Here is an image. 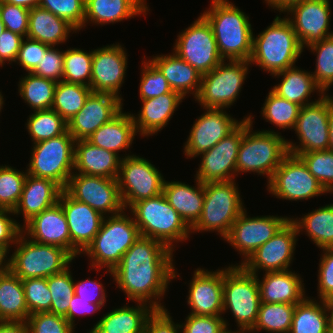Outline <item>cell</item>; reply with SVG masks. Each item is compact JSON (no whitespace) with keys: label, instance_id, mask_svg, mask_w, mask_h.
<instances>
[{"label":"cell","instance_id":"680465c9","mask_svg":"<svg viewBox=\"0 0 333 333\" xmlns=\"http://www.w3.org/2000/svg\"><path fill=\"white\" fill-rule=\"evenodd\" d=\"M64 53L65 50L51 46L32 73L55 82L63 81Z\"/></svg>","mask_w":333,"mask_h":333},{"label":"cell","instance_id":"4316f807","mask_svg":"<svg viewBox=\"0 0 333 333\" xmlns=\"http://www.w3.org/2000/svg\"><path fill=\"white\" fill-rule=\"evenodd\" d=\"M184 97L177 91H171L157 97L141 100L138 114H131L137 133L142 137L157 135L165 128Z\"/></svg>","mask_w":333,"mask_h":333},{"label":"cell","instance_id":"cb8c5ba5","mask_svg":"<svg viewBox=\"0 0 333 333\" xmlns=\"http://www.w3.org/2000/svg\"><path fill=\"white\" fill-rule=\"evenodd\" d=\"M123 100L110 93L91 92L82 109L68 122L75 141L88 139L123 110Z\"/></svg>","mask_w":333,"mask_h":333},{"label":"cell","instance_id":"2e32d148","mask_svg":"<svg viewBox=\"0 0 333 333\" xmlns=\"http://www.w3.org/2000/svg\"><path fill=\"white\" fill-rule=\"evenodd\" d=\"M287 216H254L250 217L245 209L231 226L229 234L223 239L235 251L242 255L241 265L261 245L269 241L281 227L290 219Z\"/></svg>","mask_w":333,"mask_h":333},{"label":"cell","instance_id":"6125c7cd","mask_svg":"<svg viewBox=\"0 0 333 333\" xmlns=\"http://www.w3.org/2000/svg\"><path fill=\"white\" fill-rule=\"evenodd\" d=\"M319 261L317 293L320 300L333 296V248H323Z\"/></svg>","mask_w":333,"mask_h":333},{"label":"cell","instance_id":"681fc988","mask_svg":"<svg viewBox=\"0 0 333 333\" xmlns=\"http://www.w3.org/2000/svg\"><path fill=\"white\" fill-rule=\"evenodd\" d=\"M0 165V209L14 211L21 197L27 172Z\"/></svg>","mask_w":333,"mask_h":333},{"label":"cell","instance_id":"8c879c8a","mask_svg":"<svg viewBox=\"0 0 333 333\" xmlns=\"http://www.w3.org/2000/svg\"><path fill=\"white\" fill-rule=\"evenodd\" d=\"M329 150L333 151V98L329 95Z\"/></svg>","mask_w":333,"mask_h":333},{"label":"cell","instance_id":"c3c4849f","mask_svg":"<svg viewBox=\"0 0 333 333\" xmlns=\"http://www.w3.org/2000/svg\"><path fill=\"white\" fill-rule=\"evenodd\" d=\"M70 267L47 278L52 298L50 313L63 317L67 315L71 298L74 295V279Z\"/></svg>","mask_w":333,"mask_h":333},{"label":"cell","instance_id":"5b68a950","mask_svg":"<svg viewBox=\"0 0 333 333\" xmlns=\"http://www.w3.org/2000/svg\"><path fill=\"white\" fill-rule=\"evenodd\" d=\"M126 211L105 216L93 242L82 253L90 258L89 265L96 269L94 271L105 268L112 276V270L121 262L122 256L141 237L133 216Z\"/></svg>","mask_w":333,"mask_h":333},{"label":"cell","instance_id":"ab89813d","mask_svg":"<svg viewBox=\"0 0 333 333\" xmlns=\"http://www.w3.org/2000/svg\"><path fill=\"white\" fill-rule=\"evenodd\" d=\"M328 311L323 300L306 297L296 304L289 333H329Z\"/></svg>","mask_w":333,"mask_h":333},{"label":"cell","instance_id":"83f0119b","mask_svg":"<svg viewBox=\"0 0 333 333\" xmlns=\"http://www.w3.org/2000/svg\"><path fill=\"white\" fill-rule=\"evenodd\" d=\"M63 190L51 179L27 174L20 200L13 211L16 217L22 214V227L35 215L57 204Z\"/></svg>","mask_w":333,"mask_h":333},{"label":"cell","instance_id":"f1b7e54d","mask_svg":"<svg viewBox=\"0 0 333 333\" xmlns=\"http://www.w3.org/2000/svg\"><path fill=\"white\" fill-rule=\"evenodd\" d=\"M260 280L257 275L262 303L298 304L305 296V284L301 276L291 269L266 272Z\"/></svg>","mask_w":333,"mask_h":333},{"label":"cell","instance_id":"8fae6325","mask_svg":"<svg viewBox=\"0 0 333 333\" xmlns=\"http://www.w3.org/2000/svg\"><path fill=\"white\" fill-rule=\"evenodd\" d=\"M250 65L249 61L223 60L212 71L202 75L195 101L203 110L230 108L240 96Z\"/></svg>","mask_w":333,"mask_h":333},{"label":"cell","instance_id":"30bf717a","mask_svg":"<svg viewBox=\"0 0 333 333\" xmlns=\"http://www.w3.org/2000/svg\"><path fill=\"white\" fill-rule=\"evenodd\" d=\"M75 142L67 130L60 136L33 144L27 174L51 179L65 189L74 173Z\"/></svg>","mask_w":333,"mask_h":333},{"label":"cell","instance_id":"f907efd6","mask_svg":"<svg viewBox=\"0 0 333 333\" xmlns=\"http://www.w3.org/2000/svg\"><path fill=\"white\" fill-rule=\"evenodd\" d=\"M296 156L303 161L309 172L328 193L333 191V151H313Z\"/></svg>","mask_w":333,"mask_h":333},{"label":"cell","instance_id":"9c48e42d","mask_svg":"<svg viewBox=\"0 0 333 333\" xmlns=\"http://www.w3.org/2000/svg\"><path fill=\"white\" fill-rule=\"evenodd\" d=\"M260 304L257 275L247 272L241 265L223 268V314L231 311L237 323L234 333H248L254 327Z\"/></svg>","mask_w":333,"mask_h":333},{"label":"cell","instance_id":"753ad0ef","mask_svg":"<svg viewBox=\"0 0 333 333\" xmlns=\"http://www.w3.org/2000/svg\"><path fill=\"white\" fill-rule=\"evenodd\" d=\"M328 311L329 325L330 328H333V296L324 300Z\"/></svg>","mask_w":333,"mask_h":333},{"label":"cell","instance_id":"9f6ffc18","mask_svg":"<svg viewBox=\"0 0 333 333\" xmlns=\"http://www.w3.org/2000/svg\"><path fill=\"white\" fill-rule=\"evenodd\" d=\"M228 320L220 316H198L189 314L180 323L182 333H234L228 329Z\"/></svg>","mask_w":333,"mask_h":333},{"label":"cell","instance_id":"e575fe53","mask_svg":"<svg viewBox=\"0 0 333 333\" xmlns=\"http://www.w3.org/2000/svg\"><path fill=\"white\" fill-rule=\"evenodd\" d=\"M274 78H281L280 83L274 85L271 89L276 95L287 99L290 102L296 103L303 107L305 105L316 102L310 101L311 94L316 92L318 96H322L324 93L316 85L311 71L301 69L296 65L287 68L284 71L272 75Z\"/></svg>","mask_w":333,"mask_h":333},{"label":"cell","instance_id":"6f0895ef","mask_svg":"<svg viewBox=\"0 0 333 333\" xmlns=\"http://www.w3.org/2000/svg\"><path fill=\"white\" fill-rule=\"evenodd\" d=\"M29 12L25 7L0 2V18L5 28L25 38L28 35Z\"/></svg>","mask_w":333,"mask_h":333},{"label":"cell","instance_id":"11e5206c","mask_svg":"<svg viewBox=\"0 0 333 333\" xmlns=\"http://www.w3.org/2000/svg\"><path fill=\"white\" fill-rule=\"evenodd\" d=\"M6 257L0 252V269L5 266V259Z\"/></svg>","mask_w":333,"mask_h":333},{"label":"cell","instance_id":"91938a15","mask_svg":"<svg viewBox=\"0 0 333 333\" xmlns=\"http://www.w3.org/2000/svg\"><path fill=\"white\" fill-rule=\"evenodd\" d=\"M51 46L26 37L21 43L16 61L25 71L32 72Z\"/></svg>","mask_w":333,"mask_h":333},{"label":"cell","instance_id":"ac0fdd59","mask_svg":"<svg viewBox=\"0 0 333 333\" xmlns=\"http://www.w3.org/2000/svg\"><path fill=\"white\" fill-rule=\"evenodd\" d=\"M299 236L295 223L289 219L265 244L261 245L241 266L249 273L288 270L294 260ZM260 270V271H259ZM259 272V273H258Z\"/></svg>","mask_w":333,"mask_h":333},{"label":"cell","instance_id":"2a66077c","mask_svg":"<svg viewBox=\"0 0 333 333\" xmlns=\"http://www.w3.org/2000/svg\"><path fill=\"white\" fill-rule=\"evenodd\" d=\"M4 96L2 95V92L0 91V112H1V109L3 108V105H5L4 103Z\"/></svg>","mask_w":333,"mask_h":333},{"label":"cell","instance_id":"5bb4252c","mask_svg":"<svg viewBox=\"0 0 333 333\" xmlns=\"http://www.w3.org/2000/svg\"><path fill=\"white\" fill-rule=\"evenodd\" d=\"M266 186L276 198L289 201H308L328 193L303 161L292 154L283 159Z\"/></svg>","mask_w":333,"mask_h":333},{"label":"cell","instance_id":"94428289","mask_svg":"<svg viewBox=\"0 0 333 333\" xmlns=\"http://www.w3.org/2000/svg\"><path fill=\"white\" fill-rule=\"evenodd\" d=\"M12 210L0 209V252L7 257L12 245L16 244L18 236L22 233V225L11 216Z\"/></svg>","mask_w":333,"mask_h":333},{"label":"cell","instance_id":"ba28073f","mask_svg":"<svg viewBox=\"0 0 333 333\" xmlns=\"http://www.w3.org/2000/svg\"><path fill=\"white\" fill-rule=\"evenodd\" d=\"M235 180L204 183V202L191 233L218 232L224 239L238 216L246 209Z\"/></svg>","mask_w":333,"mask_h":333},{"label":"cell","instance_id":"6da1fadb","mask_svg":"<svg viewBox=\"0 0 333 333\" xmlns=\"http://www.w3.org/2000/svg\"><path fill=\"white\" fill-rule=\"evenodd\" d=\"M173 256V250L159 240L141 236L112 270L116 288L122 289L129 301L166 309L161 303L163 296L170 282L180 277Z\"/></svg>","mask_w":333,"mask_h":333},{"label":"cell","instance_id":"52a82bcc","mask_svg":"<svg viewBox=\"0 0 333 333\" xmlns=\"http://www.w3.org/2000/svg\"><path fill=\"white\" fill-rule=\"evenodd\" d=\"M13 247L15 249L12 255L5 258V266L21 280L48 278L68 268L75 259L67 250L37 243L23 232Z\"/></svg>","mask_w":333,"mask_h":333},{"label":"cell","instance_id":"89a4df30","mask_svg":"<svg viewBox=\"0 0 333 333\" xmlns=\"http://www.w3.org/2000/svg\"><path fill=\"white\" fill-rule=\"evenodd\" d=\"M303 0H264V2L274 10H277L280 15L285 12L290 6Z\"/></svg>","mask_w":333,"mask_h":333},{"label":"cell","instance_id":"3957f363","mask_svg":"<svg viewBox=\"0 0 333 333\" xmlns=\"http://www.w3.org/2000/svg\"><path fill=\"white\" fill-rule=\"evenodd\" d=\"M254 35L249 62L270 75L295 66L304 51L292 24L280 15L256 37Z\"/></svg>","mask_w":333,"mask_h":333},{"label":"cell","instance_id":"60d3db41","mask_svg":"<svg viewBox=\"0 0 333 333\" xmlns=\"http://www.w3.org/2000/svg\"><path fill=\"white\" fill-rule=\"evenodd\" d=\"M25 74L26 76H22L18 82L19 96L32 111L51 109L57 82L42 78L32 72Z\"/></svg>","mask_w":333,"mask_h":333},{"label":"cell","instance_id":"9a60e30c","mask_svg":"<svg viewBox=\"0 0 333 333\" xmlns=\"http://www.w3.org/2000/svg\"><path fill=\"white\" fill-rule=\"evenodd\" d=\"M293 130L300 142L287 139L289 154L329 150V94L301 107Z\"/></svg>","mask_w":333,"mask_h":333},{"label":"cell","instance_id":"a7ac6f4b","mask_svg":"<svg viewBox=\"0 0 333 333\" xmlns=\"http://www.w3.org/2000/svg\"><path fill=\"white\" fill-rule=\"evenodd\" d=\"M0 333H28L26 322L0 321Z\"/></svg>","mask_w":333,"mask_h":333},{"label":"cell","instance_id":"816d5d0a","mask_svg":"<svg viewBox=\"0 0 333 333\" xmlns=\"http://www.w3.org/2000/svg\"><path fill=\"white\" fill-rule=\"evenodd\" d=\"M85 0H40L39 7L66 20L77 32L84 28Z\"/></svg>","mask_w":333,"mask_h":333},{"label":"cell","instance_id":"003e7915","mask_svg":"<svg viewBox=\"0 0 333 333\" xmlns=\"http://www.w3.org/2000/svg\"><path fill=\"white\" fill-rule=\"evenodd\" d=\"M103 306L105 307L106 305L90 303L89 301H85L74 294L71 298L69 309L65 318L74 328H76L75 318L77 315L86 316L90 313H96L97 311H101Z\"/></svg>","mask_w":333,"mask_h":333},{"label":"cell","instance_id":"7dc6e473","mask_svg":"<svg viewBox=\"0 0 333 333\" xmlns=\"http://www.w3.org/2000/svg\"><path fill=\"white\" fill-rule=\"evenodd\" d=\"M316 54V68L311 72L316 85L324 94L333 85V35L307 46Z\"/></svg>","mask_w":333,"mask_h":333},{"label":"cell","instance_id":"be15d7a7","mask_svg":"<svg viewBox=\"0 0 333 333\" xmlns=\"http://www.w3.org/2000/svg\"><path fill=\"white\" fill-rule=\"evenodd\" d=\"M180 329L168 309H155L145 323L144 333H182Z\"/></svg>","mask_w":333,"mask_h":333},{"label":"cell","instance_id":"8992f818","mask_svg":"<svg viewBox=\"0 0 333 333\" xmlns=\"http://www.w3.org/2000/svg\"><path fill=\"white\" fill-rule=\"evenodd\" d=\"M129 209L142 237L159 240L173 251L175 244L191 235V228L163 194L140 200Z\"/></svg>","mask_w":333,"mask_h":333},{"label":"cell","instance_id":"4dcf8cb0","mask_svg":"<svg viewBox=\"0 0 333 333\" xmlns=\"http://www.w3.org/2000/svg\"><path fill=\"white\" fill-rule=\"evenodd\" d=\"M85 4L84 27L87 23L98 26L118 23L142 14L146 17L150 10L146 0H85Z\"/></svg>","mask_w":333,"mask_h":333},{"label":"cell","instance_id":"484cf974","mask_svg":"<svg viewBox=\"0 0 333 333\" xmlns=\"http://www.w3.org/2000/svg\"><path fill=\"white\" fill-rule=\"evenodd\" d=\"M22 232L37 243L54 245L70 253V233L65 213L59 203L35 215Z\"/></svg>","mask_w":333,"mask_h":333},{"label":"cell","instance_id":"7402d4cb","mask_svg":"<svg viewBox=\"0 0 333 333\" xmlns=\"http://www.w3.org/2000/svg\"><path fill=\"white\" fill-rule=\"evenodd\" d=\"M120 43L93 50L92 92L110 93L122 98L120 89L126 77L128 55Z\"/></svg>","mask_w":333,"mask_h":333},{"label":"cell","instance_id":"2644e50d","mask_svg":"<svg viewBox=\"0 0 333 333\" xmlns=\"http://www.w3.org/2000/svg\"><path fill=\"white\" fill-rule=\"evenodd\" d=\"M0 2L22 6L30 10L34 7H38L40 0H0Z\"/></svg>","mask_w":333,"mask_h":333},{"label":"cell","instance_id":"f546056e","mask_svg":"<svg viewBox=\"0 0 333 333\" xmlns=\"http://www.w3.org/2000/svg\"><path fill=\"white\" fill-rule=\"evenodd\" d=\"M121 158L87 139L75 142L74 173L117 179Z\"/></svg>","mask_w":333,"mask_h":333},{"label":"cell","instance_id":"03108f58","mask_svg":"<svg viewBox=\"0 0 333 333\" xmlns=\"http://www.w3.org/2000/svg\"><path fill=\"white\" fill-rule=\"evenodd\" d=\"M25 37L18 33L5 30L0 35V66L9 63L12 64L16 61L21 43Z\"/></svg>","mask_w":333,"mask_h":333},{"label":"cell","instance_id":"7a4b0ae2","mask_svg":"<svg viewBox=\"0 0 333 333\" xmlns=\"http://www.w3.org/2000/svg\"><path fill=\"white\" fill-rule=\"evenodd\" d=\"M201 15L211 25L223 60L249 61L253 28L249 16L229 0H211Z\"/></svg>","mask_w":333,"mask_h":333},{"label":"cell","instance_id":"d590c367","mask_svg":"<svg viewBox=\"0 0 333 333\" xmlns=\"http://www.w3.org/2000/svg\"><path fill=\"white\" fill-rule=\"evenodd\" d=\"M72 31L77 32L66 20L49 10L39 6L30 9L27 38L56 47L66 43Z\"/></svg>","mask_w":333,"mask_h":333},{"label":"cell","instance_id":"11a10c76","mask_svg":"<svg viewBox=\"0 0 333 333\" xmlns=\"http://www.w3.org/2000/svg\"><path fill=\"white\" fill-rule=\"evenodd\" d=\"M28 333H74L75 328L63 316L49 312L31 314L27 318Z\"/></svg>","mask_w":333,"mask_h":333},{"label":"cell","instance_id":"ffe728a7","mask_svg":"<svg viewBox=\"0 0 333 333\" xmlns=\"http://www.w3.org/2000/svg\"><path fill=\"white\" fill-rule=\"evenodd\" d=\"M284 14L303 48L332 36L330 0H303L290 6ZM290 15V16H288Z\"/></svg>","mask_w":333,"mask_h":333},{"label":"cell","instance_id":"7c38bea8","mask_svg":"<svg viewBox=\"0 0 333 333\" xmlns=\"http://www.w3.org/2000/svg\"><path fill=\"white\" fill-rule=\"evenodd\" d=\"M117 181L126 210L140 200L162 194L165 178L151 161L132 154L121 159Z\"/></svg>","mask_w":333,"mask_h":333},{"label":"cell","instance_id":"7bdbcfd3","mask_svg":"<svg viewBox=\"0 0 333 333\" xmlns=\"http://www.w3.org/2000/svg\"><path fill=\"white\" fill-rule=\"evenodd\" d=\"M92 89L89 86L57 82L52 108L67 123L82 109Z\"/></svg>","mask_w":333,"mask_h":333},{"label":"cell","instance_id":"db71d44e","mask_svg":"<svg viewBox=\"0 0 333 333\" xmlns=\"http://www.w3.org/2000/svg\"><path fill=\"white\" fill-rule=\"evenodd\" d=\"M141 65L140 100L157 97L172 91L167 79L148 59L142 60Z\"/></svg>","mask_w":333,"mask_h":333},{"label":"cell","instance_id":"d4e9b609","mask_svg":"<svg viewBox=\"0 0 333 333\" xmlns=\"http://www.w3.org/2000/svg\"><path fill=\"white\" fill-rule=\"evenodd\" d=\"M187 304L188 314L198 316L223 315V268L208 271L197 268L189 283Z\"/></svg>","mask_w":333,"mask_h":333},{"label":"cell","instance_id":"e0dca14e","mask_svg":"<svg viewBox=\"0 0 333 333\" xmlns=\"http://www.w3.org/2000/svg\"><path fill=\"white\" fill-rule=\"evenodd\" d=\"M64 190L76 201L89 205L104 217L125 210L118 181L114 178L73 173Z\"/></svg>","mask_w":333,"mask_h":333},{"label":"cell","instance_id":"4fadbf2b","mask_svg":"<svg viewBox=\"0 0 333 333\" xmlns=\"http://www.w3.org/2000/svg\"><path fill=\"white\" fill-rule=\"evenodd\" d=\"M173 52L202 75L212 71L223 59L211 25L200 16L185 30L179 32Z\"/></svg>","mask_w":333,"mask_h":333},{"label":"cell","instance_id":"bcb514c9","mask_svg":"<svg viewBox=\"0 0 333 333\" xmlns=\"http://www.w3.org/2000/svg\"><path fill=\"white\" fill-rule=\"evenodd\" d=\"M93 50L68 48L64 53L63 81L91 88Z\"/></svg>","mask_w":333,"mask_h":333},{"label":"cell","instance_id":"836d02e7","mask_svg":"<svg viewBox=\"0 0 333 333\" xmlns=\"http://www.w3.org/2000/svg\"><path fill=\"white\" fill-rule=\"evenodd\" d=\"M137 135L131 113L123 110L110 122L100 126L87 140L99 148L109 150L117 154L121 159L120 151L129 150Z\"/></svg>","mask_w":333,"mask_h":333},{"label":"cell","instance_id":"44dd1931","mask_svg":"<svg viewBox=\"0 0 333 333\" xmlns=\"http://www.w3.org/2000/svg\"><path fill=\"white\" fill-rule=\"evenodd\" d=\"M204 109V113L194 121L184 143L183 154L187 159L198 157L214 147L242 122L228 114L226 109Z\"/></svg>","mask_w":333,"mask_h":333},{"label":"cell","instance_id":"f6af8a7d","mask_svg":"<svg viewBox=\"0 0 333 333\" xmlns=\"http://www.w3.org/2000/svg\"><path fill=\"white\" fill-rule=\"evenodd\" d=\"M261 108V115L266 122L282 130H292L296 125L301 106L276 95L270 90Z\"/></svg>","mask_w":333,"mask_h":333},{"label":"cell","instance_id":"ee69618b","mask_svg":"<svg viewBox=\"0 0 333 333\" xmlns=\"http://www.w3.org/2000/svg\"><path fill=\"white\" fill-rule=\"evenodd\" d=\"M27 119L26 129L32 144L64 134L68 123L53 109L35 110Z\"/></svg>","mask_w":333,"mask_h":333},{"label":"cell","instance_id":"277c9868","mask_svg":"<svg viewBox=\"0 0 333 333\" xmlns=\"http://www.w3.org/2000/svg\"><path fill=\"white\" fill-rule=\"evenodd\" d=\"M254 116L245 119V132L236 160V176L252 172L267 177V183L283 159L289 154L287 139L278 131L253 130ZM253 120V121H252Z\"/></svg>","mask_w":333,"mask_h":333},{"label":"cell","instance_id":"8d00e7d4","mask_svg":"<svg viewBox=\"0 0 333 333\" xmlns=\"http://www.w3.org/2000/svg\"><path fill=\"white\" fill-rule=\"evenodd\" d=\"M28 316L22 280L4 266L0 269V321L26 322Z\"/></svg>","mask_w":333,"mask_h":333},{"label":"cell","instance_id":"09005b40","mask_svg":"<svg viewBox=\"0 0 333 333\" xmlns=\"http://www.w3.org/2000/svg\"><path fill=\"white\" fill-rule=\"evenodd\" d=\"M329 333H333V328H330Z\"/></svg>","mask_w":333,"mask_h":333},{"label":"cell","instance_id":"74e56055","mask_svg":"<svg viewBox=\"0 0 333 333\" xmlns=\"http://www.w3.org/2000/svg\"><path fill=\"white\" fill-rule=\"evenodd\" d=\"M135 303L110 310L95 324L107 333H144L145 323L155 309L147 303Z\"/></svg>","mask_w":333,"mask_h":333},{"label":"cell","instance_id":"603a6c76","mask_svg":"<svg viewBox=\"0 0 333 333\" xmlns=\"http://www.w3.org/2000/svg\"><path fill=\"white\" fill-rule=\"evenodd\" d=\"M58 203L67 219L70 254L76 258L93 242L104 216L89 205L76 201L65 190L62 191Z\"/></svg>","mask_w":333,"mask_h":333},{"label":"cell","instance_id":"d6986e66","mask_svg":"<svg viewBox=\"0 0 333 333\" xmlns=\"http://www.w3.org/2000/svg\"><path fill=\"white\" fill-rule=\"evenodd\" d=\"M245 132V119L214 147L200 154L195 178L202 183L236 179V160Z\"/></svg>","mask_w":333,"mask_h":333},{"label":"cell","instance_id":"d6a6232c","mask_svg":"<svg viewBox=\"0 0 333 333\" xmlns=\"http://www.w3.org/2000/svg\"><path fill=\"white\" fill-rule=\"evenodd\" d=\"M196 186L181 181H166L162 194L191 228L200 218L204 202V183L194 179Z\"/></svg>","mask_w":333,"mask_h":333},{"label":"cell","instance_id":"f5cc1de1","mask_svg":"<svg viewBox=\"0 0 333 333\" xmlns=\"http://www.w3.org/2000/svg\"><path fill=\"white\" fill-rule=\"evenodd\" d=\"M22 284L29 315L50 313L52 298L47 278H29L22 280Z\"/></svg>","mask_w":333,"mask_h":333},{"label":"cell","instance_id":"f35d334b","mask_svg":"<svg viewBox=\"0 0 333 333\" xmlns=\"http://www.w3.org/2000/svg\"><path fill=\"white\" fill-rule=\"evenodd\" d=\"M296 225L299 236L303 231L316 247L333 248V203L313 209L301 218H290Z\"/></svg>","mask_w":333,"mask_h":333},{"label":"cell","instance_id":"34e18365","mask_svg":"<svg viewBox=\"0 0 333 333\" xmlns=\"http://www.w3.org/2000/svg\"><path fill=\"white\" fill-rule=\"evenodd\" d=\"M87 333H107L105 331H102L96 324L89 330Z\"/></svg>","mask_w":333,"mask_h":333},{"label":"cell","instance_id":"b9fcfbb0","mask_svg":"<svg viewBox=\"0 0 333 333\" xmlns=\"http://www.w3.org/2000/svg\"><path fill=\"white\" fill-rule=\"evenodd\" d=\"M5 30H6L5 25H4V23L1 21V18H0V35H1V33L4 32Z\"/></svg>","mask_w":333,"mask_h":333},{"label":"cell","instance_id":"1f68e13d","mask_svg":"<svg viewBox=\"0 0 333 333\" xmlns=\"http://www.w3.org/2000/svg\"><path fill=\"white\" fill-rule=\"evenodd\" d=\"M148 60L164 75L173 91H177L184 98L189 93L194 98L198 95L202 74L176 53L156 55Z\"/></svg>","mask_w":333,"mask_h":333},{"label":"cell","instance_id":"e7e4bbea","mask_svg":"<svg viewBox=\"0 0 333 333\" xmlns=\"http://www.w3.org/2000/svg\"><path fill=\"white\" fill-rule=\"evenodd\" d=\"M74 294L94 304H106V291L101 282L90 280L74 281Z\"/></svg>","mask_w":333,"mask_h":333},{"label":"cell","instance_id":"b9f144b4","mask_svg":"<svg viewBox=\"0 0 333 333\" xmlns=\"http://www.w3.org/2000/svg\"><path fill=\"white\" fill-rule=\"evenodd\" d=\"M296 304L262 303L254 327L248 333H289Z\"/></svg>","mask_w":333,"mask_h":333}]
</instances>
